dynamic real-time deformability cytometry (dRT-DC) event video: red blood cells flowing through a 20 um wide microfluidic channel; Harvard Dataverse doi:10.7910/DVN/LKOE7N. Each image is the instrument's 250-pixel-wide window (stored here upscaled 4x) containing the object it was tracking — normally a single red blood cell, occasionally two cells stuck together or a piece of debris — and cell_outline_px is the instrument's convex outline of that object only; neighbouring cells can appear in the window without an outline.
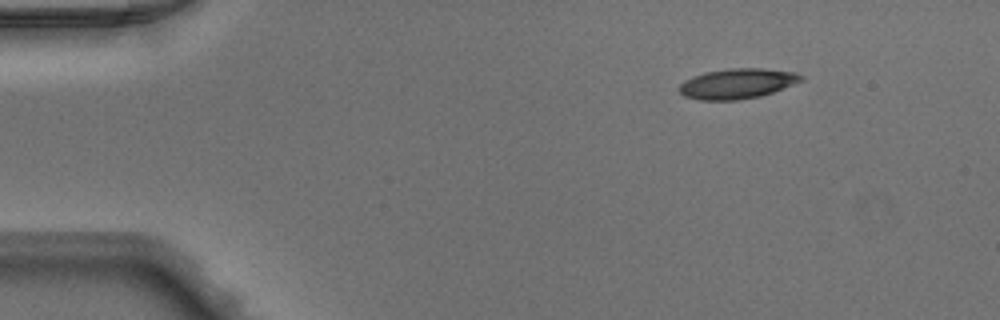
{"species": "Egyptian fruit bat (a non-hibernating species)", "species_latin": "Rousettus aegyptiacus", "temperature_condition": "warm", "stored_images_in_passage": 43, "camera_frame_rate_fps": 3000, "um_per_image_px": 0.085, "animal": {"sex": "male"}, "frame": {"image": 1, "passage_image": 1, "time_ms": 0.0, "image_size_px": [1000, 320], "cell_outline_px": [[804, 80], [772, 92], [760, 96], [736, 100], [700, 100], [684, 96], [680, 92], [680, 84], [684, 80], [692, 76], [704, 72], [728, 68], [764, 68], [796, 72], [804, 76]], "centroid_in_image_um": [62.67, 7.09], "position_along_channel_um": 22.3, "area_um2": 21.5}}
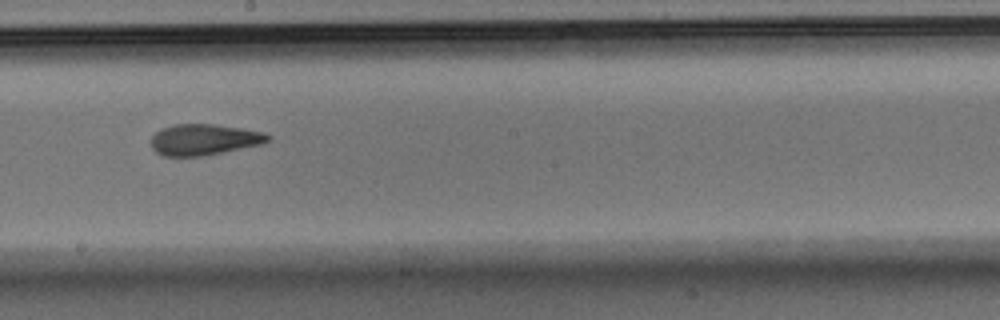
{"frame": {"image": 2, "passage_image": 22, "time_ms": 7.0, "image_size_px": [1000, 320], "cell_outline_px": [[272, 140], [264, 144], [204, 156], [160, 156], [152, 148], [152, 136], [160, 128], [172, 124], [216, 124], [264, 132], [272, 136]], "centroid_in_image_um": [17.37, 11.87], "position_along_channel_um": 230.8, "area_um2": 21.5}}
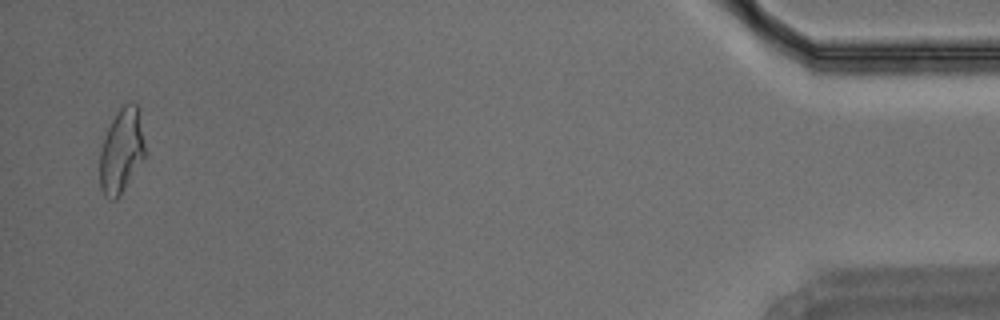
{"frame": {"image": 3, "passage_image": 42, "time_ms": 13.667, "image_size_px": [1000, 320], "cell_outline_px": [[144, 160], [120, 196], [116, 200], [108, 200], [104, 196], [100, 188], [100, 152], [104, 136], [112, 120], [120, 108], [128, 100], [132, 100], [140, 108], [144, 144]], "centroid_in_image_um": [10.33, 12.82], "position_along_channel_um": 424.9, "area_um2": 22.72}}